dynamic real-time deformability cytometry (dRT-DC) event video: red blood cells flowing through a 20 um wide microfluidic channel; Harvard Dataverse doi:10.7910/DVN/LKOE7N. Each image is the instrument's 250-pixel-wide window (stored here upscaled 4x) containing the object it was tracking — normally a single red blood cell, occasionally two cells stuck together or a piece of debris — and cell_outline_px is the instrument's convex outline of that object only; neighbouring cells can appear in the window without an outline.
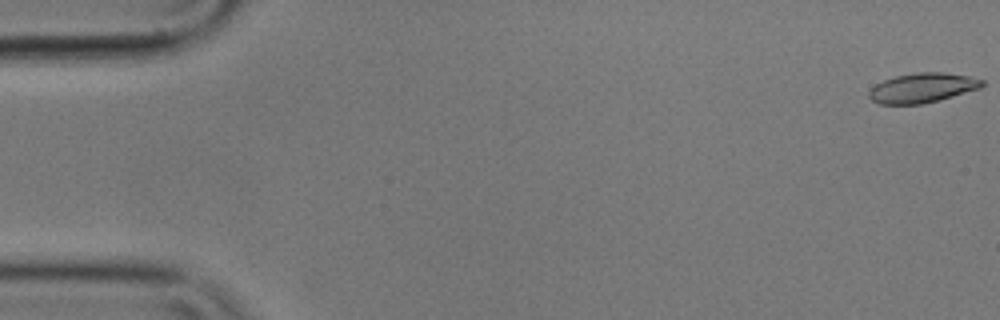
{"species": "common noctule bat (a hibernating species)", "species_latin": "Nyctalus noctula", "temperature_condition": "cold", "stored_images_in_passage": 13, "camera_frame_rate_fps": 3000, "um_per_image_px": 0.085, "animal": {"sex": "male", "body_mass_g": 17.9}, "frame": {"image": 1, "passage_image": 1, "time_ms": 0.0, "image_size_px": [1000, 320], "cell_outline_px": [[984, 84], [980, 88], [952, 96], [920, 104], [880, 104], [872, 100], [868, 96], [868, 92], [876, 84], [884, 80], [896, 76], [916, 72], [944, 72], [968, 76], [984, 80]], "centroid_in_image_um": [78.39, 7.46], "position_along_channel_um": 6.6, "area_um2": 19.31}}
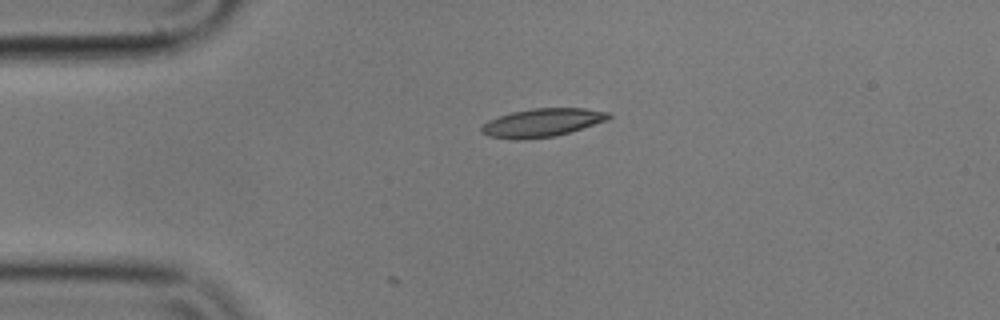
{"frame": {"image": 2, "passage_image": 13, "time_ms": 4.0, "image_size_px": [1000, 320], "cell_outline_px": [[612, 116], [608, 120], [556, 136], [524, 140], [516, 140], [488, 136], [480, 132], [480, 128], [488, 120], [512, 112], [532, 108], [584, 108], [608, 112]], "centroid_in_image_um": [46.07, 10.43], "position_along_channel_um": 38.9, "area_um2": 21.04}}